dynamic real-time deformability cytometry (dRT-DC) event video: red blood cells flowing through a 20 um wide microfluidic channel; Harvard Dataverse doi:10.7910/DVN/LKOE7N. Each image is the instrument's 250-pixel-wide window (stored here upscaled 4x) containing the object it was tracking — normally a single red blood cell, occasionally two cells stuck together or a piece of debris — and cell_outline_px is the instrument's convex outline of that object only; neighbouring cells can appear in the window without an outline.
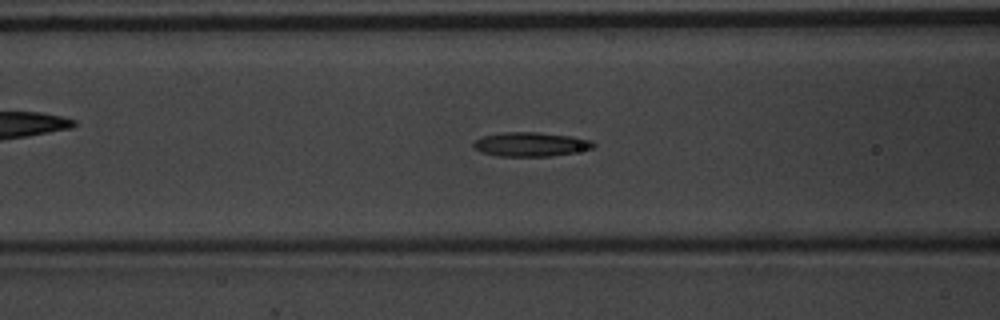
{"species": "common noctule bat (a hibernating species)", "species_latin": "Nyctalus noctula", "temperature_condition": "warm", "stored_images_in_passage": 47, "camera_frame_rate_fps": 3000, "um_per_image_px": 0.085, "animal": {"sex": "male", "body_mass_g": 20.1, "forearm_length_mm": 53.5}, "frame": {"image": 1, "passage_image": 15, "time_ms": 4.667, "image_size_px": [1000, 320], "cell_outline_px": [[596, 144], [592, 148], [552, 156], [496, 156], [484, 152], [476, 148], [472, 144], [480, 136], [504, 132], [536, 132], [572, 136], [592, 140]], "centroid_in_image_um": [45.11, 12.25], "position_along_channel_um": 121.5, "area_um2": 16.76}}
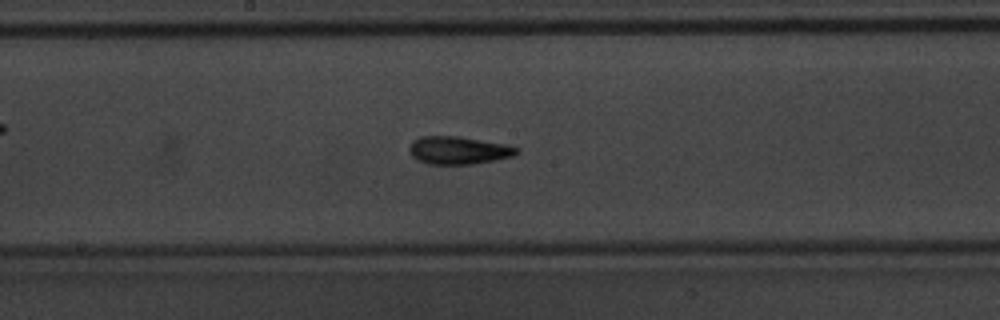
{"frame": {"image": 2, "passage_image": 22, "time_ms": 7.0, "image_size_px": [1000, 320], "cell_outline_px": [[520, 152], [512, 156], [472, 164], [428, 164], [416, 160], [408, 152], [408, 148], [412, 140], [420, 136], [460, 136], [504, 144], [520, 148]], "centroid_in_image_um": [38.91, 12.77], "position_along_channel_um": 209.3, "area_um2": 17.51}}
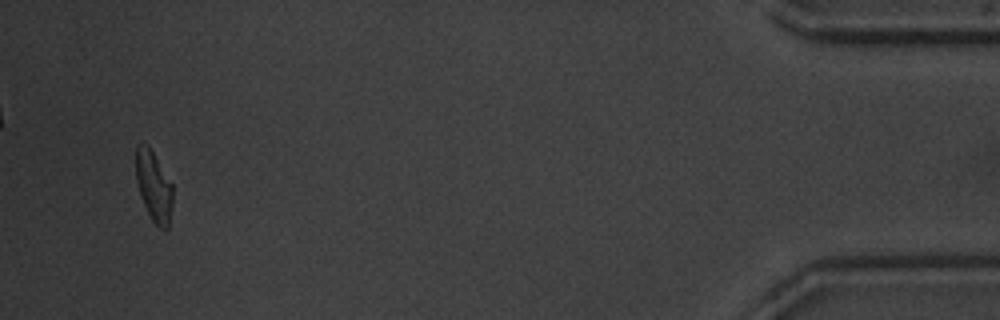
{"frame": {"image": 3, "passage_image": 45, "time_ms": 14.667, "image_size_px": [1000, 320], "cell_outline_px": [[172, 204], [168, 228], [160, 228], [152, 220], [144, 204], [136, 180], [136, 144], [144, 140], [148, 144], [172, 184]], "centroid_in_image_um": [13.05, 15.76], "position_along_channel_um": 422.1, "area_um2": 14.97}, "authors_computed_cell_mechanics": {"area_um2": 16.2996, "velocity_mm_per_s": 3.7527, "shape_relaxation_time_tau1_ms": 3.3391, "shape_relaxation_time_tau2_ms": 2.4618, "deformation_change_tau1": 0.1661, "deformation_change_tau2": 0.1109}}